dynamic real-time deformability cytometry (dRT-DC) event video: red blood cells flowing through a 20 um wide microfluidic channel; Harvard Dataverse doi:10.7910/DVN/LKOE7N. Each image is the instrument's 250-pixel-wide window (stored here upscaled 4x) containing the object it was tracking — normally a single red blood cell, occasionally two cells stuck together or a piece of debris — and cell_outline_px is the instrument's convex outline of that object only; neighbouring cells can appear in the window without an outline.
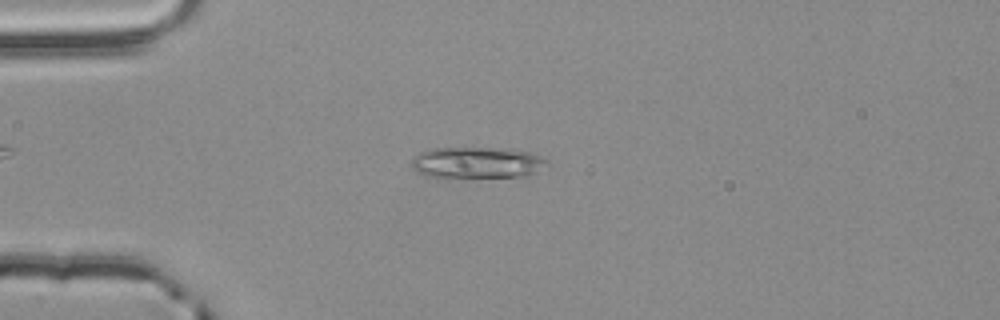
{"species": "common noctule bat (a hibernating species)", "species_latin": "Nyctalus noctula", "temperature_condition": "room temperature", "stored_images_in_passage": 45, "camera_frame_rate_fps": 3000, "um_per_image_px": 0.085, "animal": {"sex": "male", "body_mass_g": 20.4}, "frame": {"image": 1, "passage_image": 5, "time_ms": 1.333, "image_size_px": [1000, 320], "cell_outline_px": [[552, 164], [528, 176], [444, 180], [428, 176], [416, 172], [412, 168], [412, 160], [420, 152], [432, 148], [512, 148], [532, 152], [548, 160]], "centroid_in_image_um": [40.59, 13.87], "position_along_channel_um": 44.4, "area_um2": 26.13}}
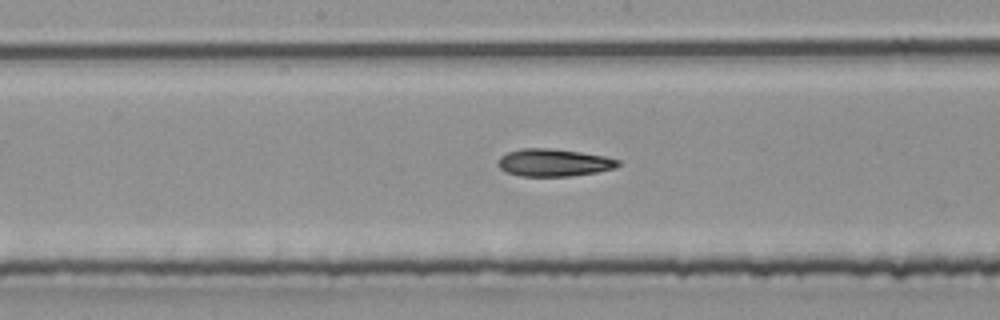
{"frame": {"image": 2, "passage_image": 19, "time_ms": 6.0, "image_size_px": [1000, 320], "cell_outline_px": [[620, 164], [616, 168], [596, 172], [568, 176], [520, 176], [508, 172], [500, 168], [496, 164], [496, 160], [500, 156], [508, 152], [520, 148], [552, 148], [580, 152], [604, 156], [620, 160]], "centroid_in_image_um": [47.04, 13.81], "position_along_channel_um": 201.2, "area_um2": 19.31}}
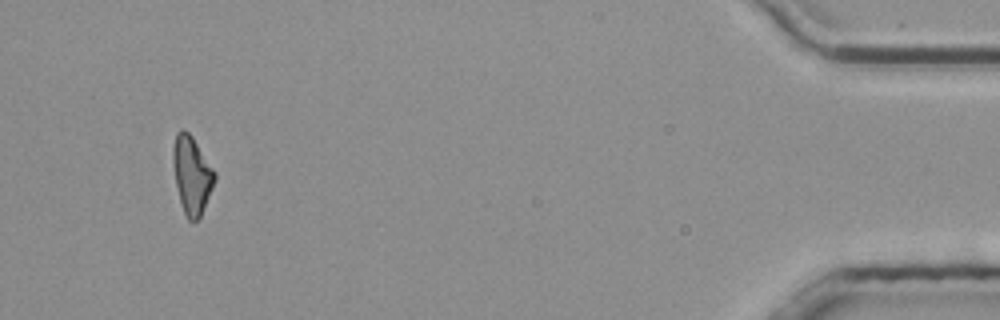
{"frame": {"image": 3, "passage_image": 42, "time_ms": 13.667, "image_size_px": [1000, 320], "cell_outline_px": [[216, 180], [200, 216], [192, 224], [188, 220], [184, 212], [180, 200], [176, 184], [172, 164], [172, 148], [176, 132], [180, 128], [184, 128], [192, 136], [216, 172]], "centroid_in_image_um": [16.29, 14.83], "position_along_channel_um": 418.9, "area_um2": 18.96}, "authors_computed_cell_mechanics": {"area_um2": 19.363, "velocity_mm_per_s": 3.8609, "shape_relaxation_time_tau1_ms": 4.2291, "shape_relaxation_time_tau2_ms": 7.3364, "deformation_change_tau1": 0.1376, "deformation_change_tau2": 0.1671}}